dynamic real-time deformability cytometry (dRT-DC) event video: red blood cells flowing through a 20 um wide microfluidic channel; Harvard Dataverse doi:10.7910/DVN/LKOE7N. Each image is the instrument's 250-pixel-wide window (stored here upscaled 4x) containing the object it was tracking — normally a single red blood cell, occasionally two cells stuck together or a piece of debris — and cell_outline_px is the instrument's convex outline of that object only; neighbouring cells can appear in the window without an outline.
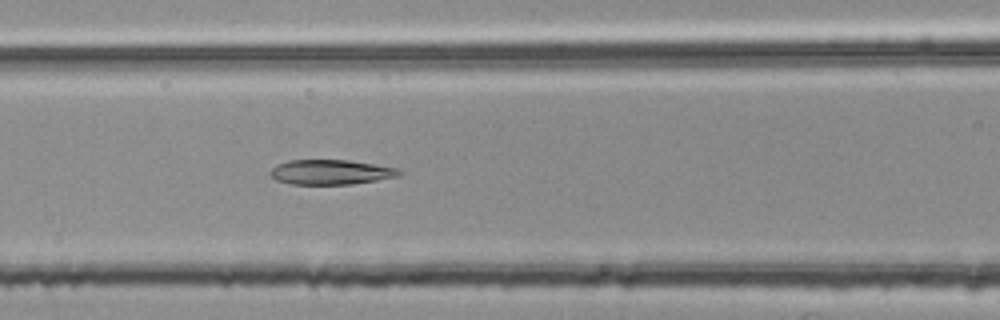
{"species": "common noctule bat (a hibernating species)", "species_latin": "Nyctalus noctula", "temperature_condition": "room temperature", "stored_images_in_passage": 37, "camera_frame_rate_fps": 3000, "um_per_image_px": 0.085, "animal": {"sex": "female", "body_mass_g": 25.1}, "frame": {"image": 1, "passage_image": 9, "time_ms": 2.667, "image_size_px": [1000, 320], "cell_outline_px": [[404, 172], [400, 176], [352, 184], [292, 184], [276, 180], [268, 172], [276, 164], [288, 160], [348, 160], [400, 168]], "centroid_in_image_um": [28.14, 14.62], "position_along_channel_um": 138.5, "area_um2": 18.79}}
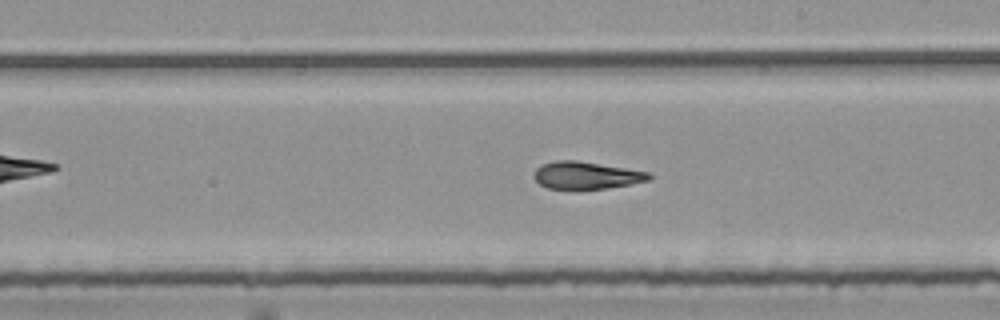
{"frame": {"image": 2, "passage_image": 17, "time_ms": 5.333, "image_size_px": [1000, 320], "cell_outline_px": [[652, 176], [648, 180], [632, 184], [604, 188], [548, 188], [540, 184], [532, 176], [536, 168], [540, 164], [556, 160], [576, 160], [648, 172]], "centroid_in_image_um": [49.78, 14.89], "position_along_channel_um": 239.2, "area_um2": 18.03}}
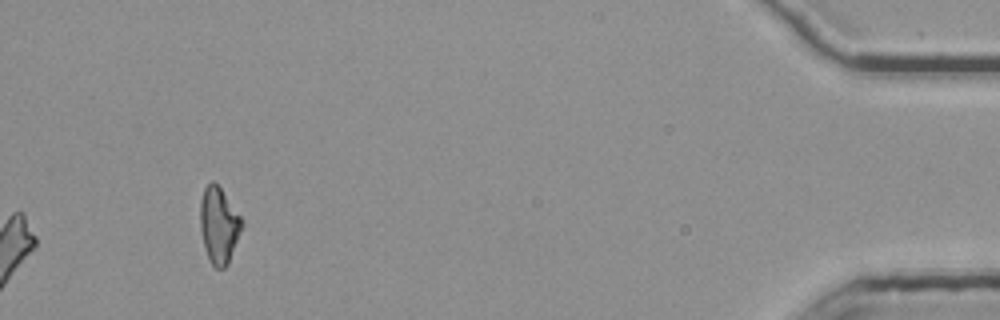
{"frame": {"image": 3, "passage_image": 37, "time_ms": 12.0, "image_size_px": [1000, 320], "cell_outline_px": [[244, 224], [228, 264], [224, 268], [216, 268], [212, 264], [208, 256], [204, 244], [200, 228], [200, 200], [204, 188], [212, 180], [220, 188], [244, 220]], "centroid_in_image_um": [18.62, 19.14], "position_along_channel_um": 416.6, "area_um2": 18.38}, "authors_computed_cell_mechanics": {"area_um2": 18.785, "velocity_mm_per_s": 3.7855, "shape_relaxation_time_tau1_ms": null, "shape_relaxation_time_tau2_ms": 4.2053, "deformation_change_tau1": null, "deformation_change_tau2": 0.1219}}